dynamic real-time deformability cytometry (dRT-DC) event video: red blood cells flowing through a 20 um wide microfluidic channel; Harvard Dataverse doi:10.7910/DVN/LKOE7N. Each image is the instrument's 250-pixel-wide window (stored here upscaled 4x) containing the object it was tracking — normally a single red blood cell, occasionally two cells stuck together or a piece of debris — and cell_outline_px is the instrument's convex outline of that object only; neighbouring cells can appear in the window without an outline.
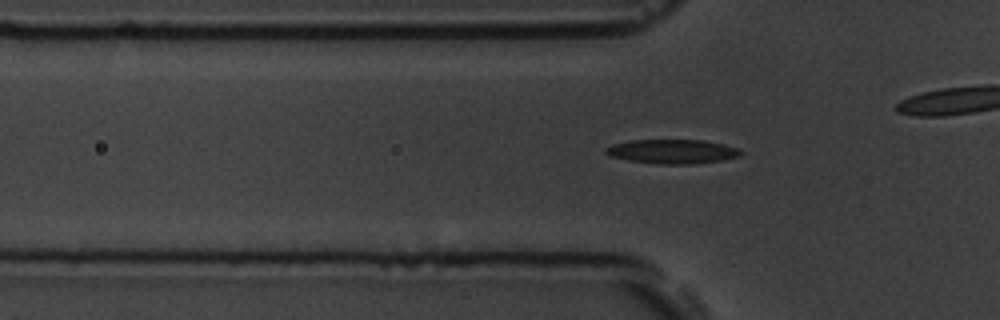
{"species": "common noctule bat (a hibernating species)", "species_latin": "Nyctalus noctula", "temperature_condition": "room temperature", "stored_images_in_passage": 56, "camera_frame_rate_fps": 3000, "um_per_image_px": 0.085, "animal": {"sex": "male", "body_mass_g": 19.5, "forearm_length_mm": 54.6}, "frame": {"image": 1, "passage_image": 17, "time_ms": 5.333, "image_size_px": [1000, 320], "cell_outline_px": [[744, 152], [740, 156], [724, 160], [696, 164], [656, 164], [628, 160], [612, 156], [604, 152], [604, 148], [612, 144], [632, 140], [704, 140], [724, 144], [736, 148]], "centroid_in_image_um": [57.17, 12.88], "position_along_channel_um": 68.6, "area_um2": 19.19}}
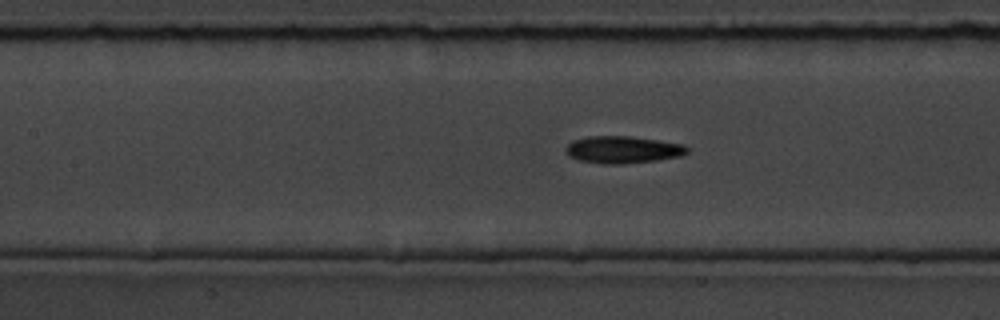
{"frame": {"image": 2, "passage_image": 24, "time_ms": 7.667, "image_size_px": [1000, 320], "cell_outline_px": [[688, 152], [680, 156], [656, 160], [624, 164], [604, 164], [580, 160], [568, 156], [564, 148], [572, 140], [588, 136], [628, 136], [684, 144], [688, 148]], "centroid_in_image_um": [52.9, 12.72], "position_along_channel_um": 154.5, "area_um2": 19.19}}
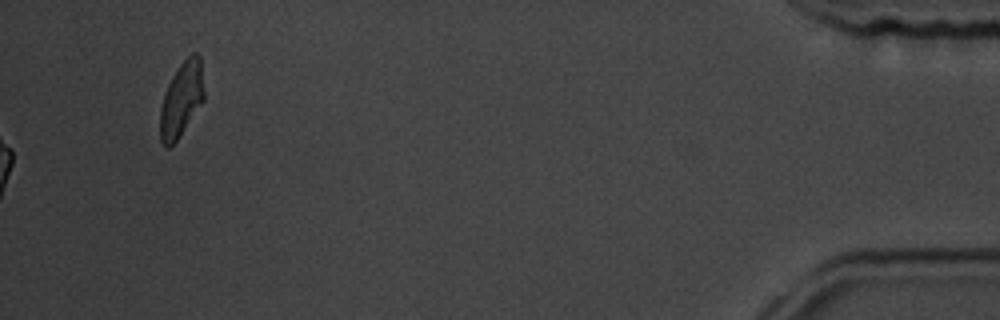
{"frame": {"image": 3, "passage_image": 56, "time_ms": 18.333, "image_size_px": [1000, 320], "cell_outline_px": [[204, 100], [176, 140], [168, 148], [164, 148], [160, 140], [160, 108], [168, 84], [172, 76], [180, 64], [192, 52], [196, 52], [200, 56], [204, 92]], "centroid_in_image_um": [15.42, 8.43], "position_along_channel_um": 419.8, "area_um2": 18.9}, "authors_computed_cell_mechanics": {"area_um2": 18.2648, "velocity_mm_per_s": 3.6683, "shape_relaxation_time_tau1_ms": 2.8083, "shape_relaxation_time_tau2_ms": 7.6951, "deformation_change_tau1": 0.1635, "deformation_change_tau2": 0.1729}}